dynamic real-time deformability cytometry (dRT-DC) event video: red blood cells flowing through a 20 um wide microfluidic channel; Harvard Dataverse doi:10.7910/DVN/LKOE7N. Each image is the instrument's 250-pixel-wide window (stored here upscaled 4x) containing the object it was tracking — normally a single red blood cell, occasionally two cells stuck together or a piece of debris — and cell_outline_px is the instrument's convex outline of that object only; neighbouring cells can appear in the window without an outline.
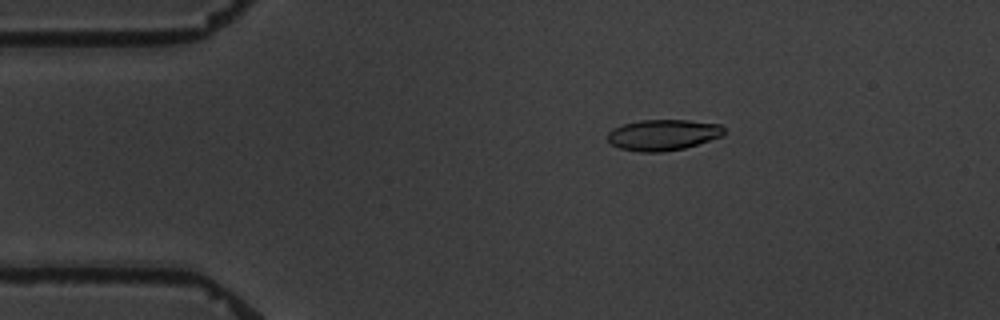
{"species": "common noctule bat (a hibernating species)", "species_latin": "Nyctalus noctula", "temperature_condition": "warm", "stored_images_in_passage": 6, "camera_frame_rate_fps": 3000, "um_per_image_px": 0.085, "animal": {"sex": "male", "body_mass_g": 19.5, "forearm_length_mm": 54.6}, "frame": {"image": 1, "passage_image": 3, "time_ms": 2.333, "image_size_px": [1000, 320], "cell_outline_px": [[724, 136], [684, 148], [664, 152], [640, 152], [620, 148], [612, 144], [608, 140], [608, 132], [612, 128], [624, 124], [640, 120], [688, 120], [720, 124], [724, 128]], "centroid_in_image_um": [56.37, 11.46], "position_along_channel_um": 28.6, "area_um2": 21.04}}
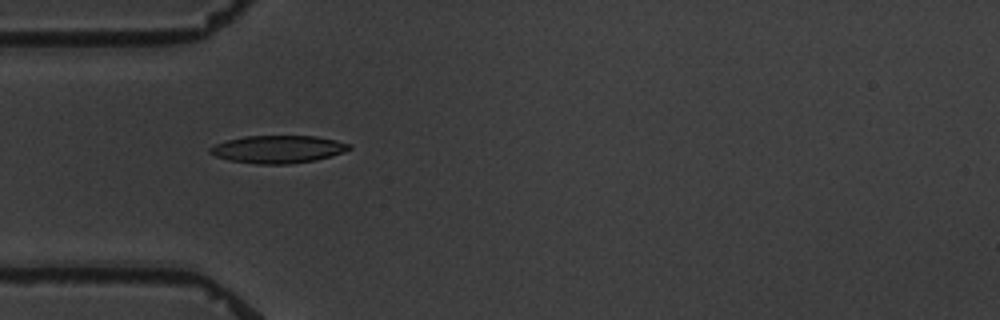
{"frame": {"image": 2, "passage_image": 5, "time_ms": 4.667, "image_size_px": [1000, 320], "cell_outline_px": [[352, 148], [344, 152], [316, 160], [288, 164], [256, 164], [228, 160], [216, 156], [208, 152], [208, 148], [216, 144], [228, 140], [244, 136], [316, 136], [336, 140], [352, 144]], "centroid_in_image_um": [23.64, 12.68], "position_along_channel_um": 61.4, "area_um2": 22.48}}
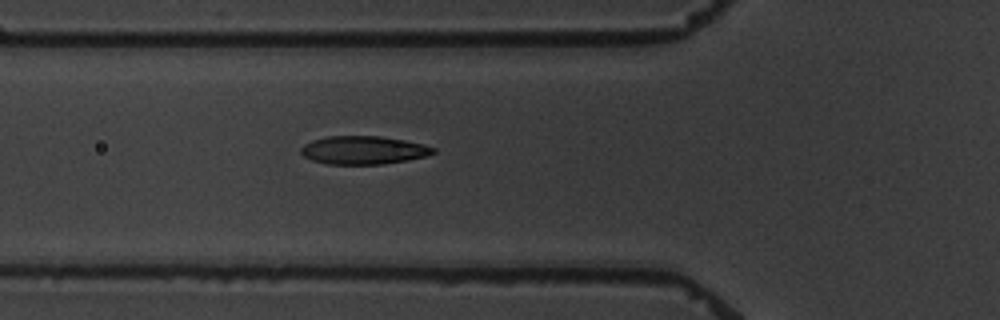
{"frame": {"image": 3, "passage_image": 6, "time_ms": 5.667, "image_size_px": [1000, 320], "cell_outline_px": [[436, 152], [428, 156], [408, 160], [384, 164], [328, 164], [312, 160], [304, 156], [300, 152], [300, 148], [304, 144], [312, 140], [328, 136], [380, 136], [404, 140], [436, 148]], "centroid_in_image_um": [30.89, 12.76], "position_along_channel_um": 94.9, "area_um2": 21.79}}